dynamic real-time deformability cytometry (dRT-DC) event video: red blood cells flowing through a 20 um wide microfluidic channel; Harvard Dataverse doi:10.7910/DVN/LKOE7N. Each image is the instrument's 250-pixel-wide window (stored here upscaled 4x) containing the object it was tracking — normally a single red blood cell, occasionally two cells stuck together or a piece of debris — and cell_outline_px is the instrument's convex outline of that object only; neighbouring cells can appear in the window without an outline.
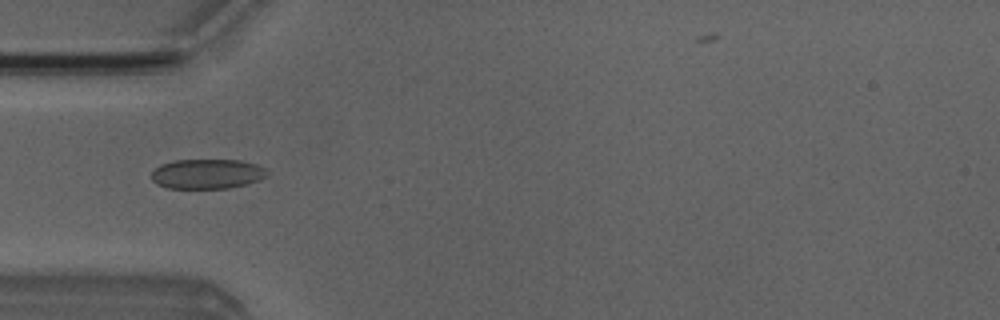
{"species": "Egyptian fruit bat (a non-hibernating species)", "species_latin": "Rousettus aegyptiacus", "temperature_condition": "room temperature", "stored_images_in_passage": 1, "camera_frame_rate_fps": 3000, "um_per_image_px": 0.085, "animal": {"sex": "male"}, "frame": {"image": 1, "passage_image": 1, "time_ms": 0.0, "image_size_px": [1000, 320], "cell_outline_px": [[268, 172], [260, 180], [248, 184], [228, 188], [168, 188], [156, 184], [152, 180], [152, 172], [160, 164], [176, 160], [240, 160], [256, 164], [268, 168]], "centroid_in_image_um": [17.63, 14.78], "position_along_channel_um": 67.4, "area_um2": 20.17}}